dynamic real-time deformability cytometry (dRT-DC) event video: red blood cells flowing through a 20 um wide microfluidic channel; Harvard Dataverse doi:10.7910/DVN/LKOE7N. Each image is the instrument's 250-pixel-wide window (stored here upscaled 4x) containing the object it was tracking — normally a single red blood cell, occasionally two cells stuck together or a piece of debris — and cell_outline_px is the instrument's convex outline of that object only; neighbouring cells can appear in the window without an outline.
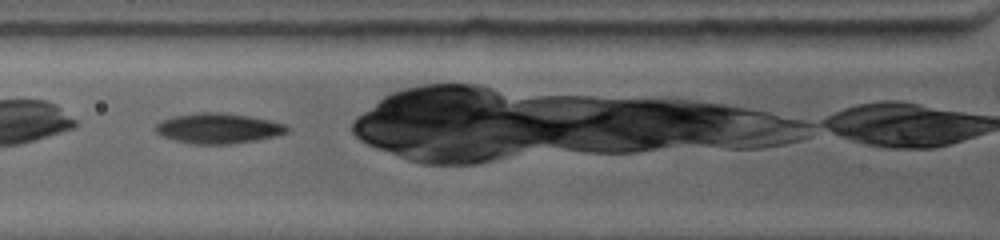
{"species": "common noctule bat (a hibernating species)", "species_latin": "Nyctalus noctula", "temperature_condition": "warm", "stored_images_in_passage": 9, "camera_frame_rate_fps": 4500, "um_per_image_px": 0.085, "animal": {"sex": "female", "body_mass_g": 19.0, "forearm_length_mm": 53.3}, "frame": {"image": 1, "passage_image": 2, "time_ms": 0.444, "image_size_px": [1000, 240], "cell_outline_px": [[292, 128], [288, 132], [272, 136], [252, 140], [220, 144], [196, 144], [176, 140], [164, 136], [156, 132], [156, 124], [160, 120], [172, 116], [196, 112], [228, 112], [272, 120], [288, 124]], "centroid_in_image_um": [18.58, 10.87], "position_along_channel_um": 107.2, "area_um2": 23.18}}